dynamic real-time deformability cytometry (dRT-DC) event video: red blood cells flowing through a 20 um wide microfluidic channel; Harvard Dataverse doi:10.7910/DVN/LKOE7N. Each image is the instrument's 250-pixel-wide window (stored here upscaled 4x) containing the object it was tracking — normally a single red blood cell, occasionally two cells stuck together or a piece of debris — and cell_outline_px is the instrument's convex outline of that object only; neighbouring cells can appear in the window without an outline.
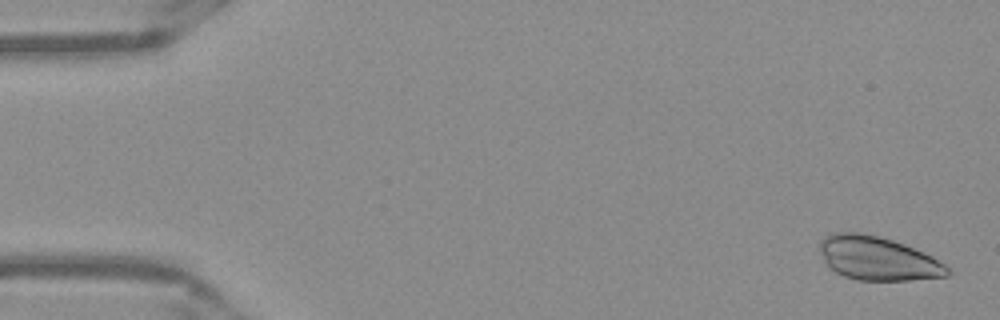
{"species": "Egyptian fruit bat (a non-hibernating species)", "species_latin": "Rousettus aegyptiacus", "temperature_condition": "warm", "stored_images_in_passage": 51, "camera_frame_rate_fps": 3000, "um_per_image_px": 0.085, "frame": {"image": 1, "passage_image": 2, "time_ms": 0.333, "image_size_px": [1000, 320], "cell_outline_px": [[952, 272], [948, 276], [908, 280], [856, 280], [844, 276], [828, 268], [820, 252], [820, 240], [824, 236], [836, 232], [860, 232], [880, 236], [904, 244], [924, 252], [932, 256], [952, 268]], "centroid_in_image_um": [74.62, 21.96], "position_along_channel_um": 10.4, "area_um2": 32.83}}
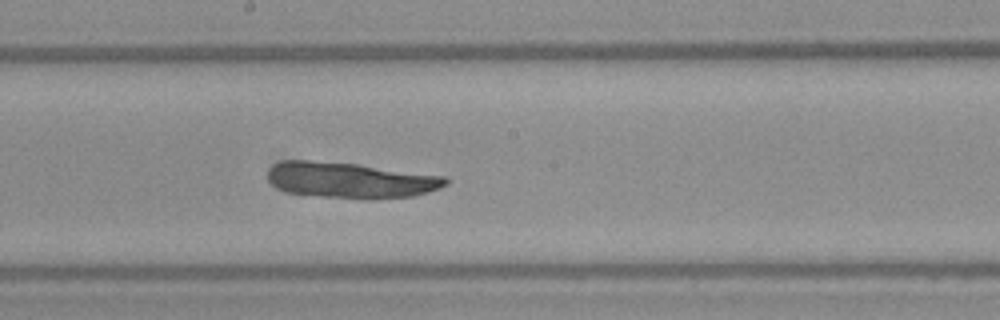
{"frame": {"image": 2, "passage_image": 28, "time_ms": 9.0, "image_size_px": [1000, 320], "cell_outline_px": [[448, 184], [440, 188], [428, 192], [412, 196], [368, 200], [320, 196], [288, 192], [276, 188], [268, 180], [268, 168], [272, 164], [284, 160], [308, 160], [356, 164], [448, 176]], "centroid_in_image_um": [29.8, 15.32], "position_along_channel_um": 218.4, "area_um2": 37.45}}
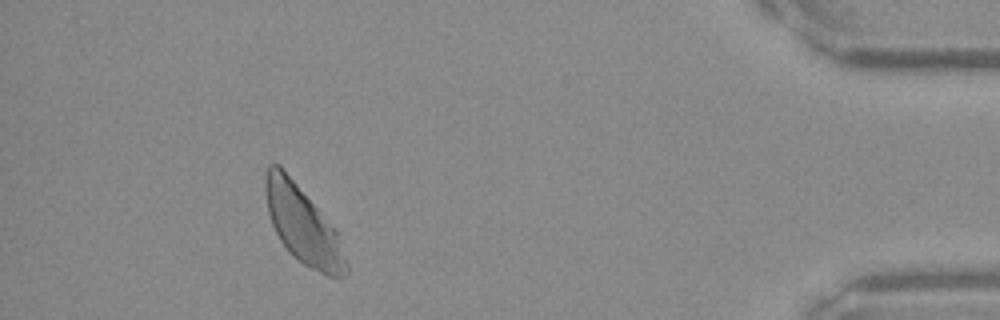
{"frame": {"image": 3, "passage_image": 47, "time_ms": 15.333, "image_size_px": [1000, 320], "cell_outline_px": [[348, 272], [344, 276], [328, 276], [304, 264], [292, 256], [288, 252], [280, 240], [272, 224], [268, 212], [264, 188], [264, 176], [268, 164], [280, 164], [336, 228], [348, 264]], "centroid_in_image_um": [25.73, 19.09], "position_along_channel_um": 409.5, "area_um2": 36.47}}